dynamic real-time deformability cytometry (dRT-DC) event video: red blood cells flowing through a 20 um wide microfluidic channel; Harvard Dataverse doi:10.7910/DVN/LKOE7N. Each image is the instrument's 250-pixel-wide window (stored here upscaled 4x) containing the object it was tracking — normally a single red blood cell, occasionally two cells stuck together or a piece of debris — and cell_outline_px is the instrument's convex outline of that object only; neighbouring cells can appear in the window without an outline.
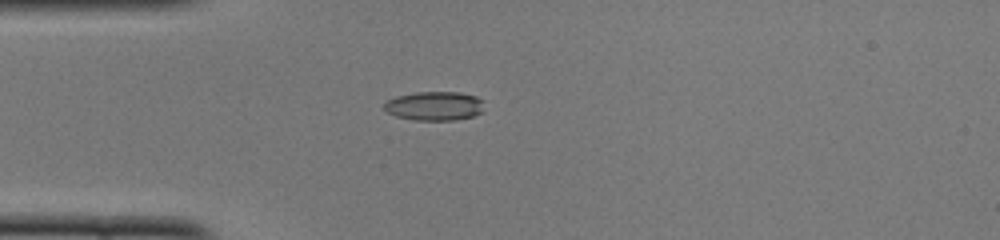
{"species": "common noctule bat (a hibernating species)", "species_latin": "Nyctalus noctula", "temperature_condition": "cold", "stored_images_in_passage": 38, "camera_frame_rate_fps": 3000, "um_per_image_px": 0.085, "animal": {"sex": "female", "body_mass_g": 22.0, "forearm_length_mm": 56.7}, "frame": {"image": 1, "passage_image": 1, "time_ms": 0.0, "image_size_px": [1000, 240], "cell_outline_px": [[484, 112], [472, 116], [456, 120], [416, 120], [396, 116], [388, 112], [384, 108], [384, 104], [388, 100], [396, 96], [416, 92], [460, 92], [476, 96], [484, 100]], "centroid_in_image_um": [36.99, 9.0], "position_along_channel_um": 48.0, "area_um2": 17.05}}
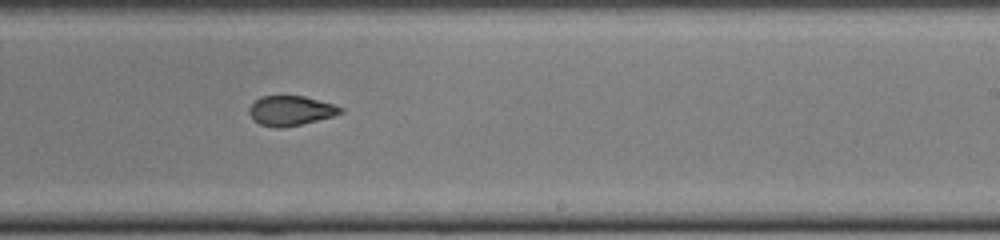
{"frame": {"image": 2, "passage_image": 18, "time_ms": 5.667, "image_size_px": [1000, 240], "cell_outline_px": [[344, 112], [332, 116], [284, 128], [272, 128], [260, 124], [248, 112], [248, 108], [260, 96], [304, 96], [336, 104], [344, 108]], "centroid_in_image_um": [24.73, 9.4], "position_along_channel_um": 264.3, "area_um2": 15.84}}
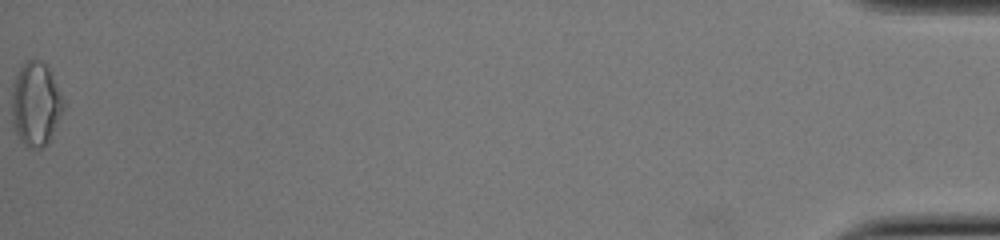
{"frame": {"image": 3, "passage_image": 38, "time_ms": 12.333, "image_size_px": [1000, 240], "cell_outline_px": [[64, 108], [48, 140], [40, 148], [28, 148], [20, 140], [12, 124], [12, 84], [20, 68], [32, 56], [36, 56], [48, 68], [64, 100]], "centroid_in_image_um": [3.01, 8.8], "position_along_channel_um": 432.2, "area_um2": 24.97}, "authors_computed_cell_mechanics": {"area_um2": 16.8198, "velocity_mm_per_s": 4.0229, "shape_relaxation_time_tau1_ms": null, "shape_relaxation_time_tau2_ms": 1.8349, "deformation_change_tau1": null, "deformation_change_tau2": 0.0761}}